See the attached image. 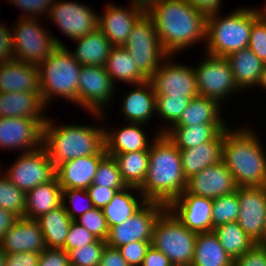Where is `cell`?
Masks as SVG:
<instances>
[{
    "label": "cell",
    "instance_id": "e0dca14e",
    "mask_svg": "<svg viewBox=\"0 0 266 266\" xmlns=\"http://www.w3.org/2000/svg\"><path fill=\"white\" fill-rule=\"evenodd\" d=\"M45 123L32 118H0V149L23 153L43 147Z\"/></svg>",
    "mask_w": 266,
    "mask_h": 266
},
{
    "label": "cell",
    "instance_id": "52a82bcc",
    "mask_svg": "<svg viewBox=\"0 0 266 266\" xmlns=\"http://www.w3.org/2000/svg\"><path fill=\"white\" fill-rule=\"evenodd\" d=\"M197 234L166 209L156 220L151 245L161 251L173 266H191Z\"/></svg>",
    "mask_w": 266,
    "mask_h": 266
},
{
    "label": "cell",
    "instance_id": "1f68e13d",
    "mask_svg": "<svg viewBox=\"0 0 266 266\" xmlns=\"http://www.w3.org/2000/svg\"><path fill=\"white\" fill-rule=\"evenodd\" d=\"M222 106L214 99L196 96L172 127H187L198 124H227L222 118Z\"/></svg>",
    "mask_w": 266,
    "mask_h": 266
},
{
    "label": "cell",
    "instance_id": "7402d4cb",
    "mask_svg": "<svg viewBox=\"0 0 266 266\" xmlns=\"http://www.w3.org/2000/svg\"><path fill=\"white\" fill-rule=\"evenodd\" d=\"M107 155L104 148L99 154L71 159L55 168L62 189H87L92 185L100 161Z\"/></svg>",
    "mask_w": 266,
    "mask_h": 266
},
{
    "label": "cell",
    "instance_id": "681fc988",
    "mask_svg": "<svg viewBox=\"0 0 266 266\" xmlns=\"http://www.w3.org/2000/svg\"><path fill=\"white\" fill-rule=\"evenodd\" d=\"M151 242L135 241L118 247L129 266H141Z\"/></svg>",
    "mask_w": 266,
    "mask_h": 266
},
{
    "label": "cell",
    "instance_id": "6125c7cd",
    "mask_svg": "<svg viewBox=\"0 0 266 266\" xmlns=\"http://www.w3.org/2000/svg\"><path fill=\"white\" fill-rule=\"evenodd\" d=\"M257 87H262L263 90L264 89L266 90V64H265V67L263 69V72H262V76H261L259 85Z\"/></svg>",
    "mask_w": 266,
    "mask_h": 266
},
{
    "label": "cell",
    "instance_id": "d6986e66",
    "mask_svg": "<svg viewBox=\"0 0 266 266\" xmlns=\"http://www.w3.org/2000/svg\"><path fill=\"white\" fill-rule=\"evenodd\" d=\"M237 187L232 173L221 161L188 178L183 193L214 199L237 191Z\"/></svg>",
    "mask_w": 266,
    "mask_h": 266
},
{
    "label": "cell",
    "instance_id": "d6a6232c",
    "mask_svg": "<svg viewBox=\"0 0 266 266\" xmlns=\"http://www.w3.org/2000/svg\"><path fill=\"white\" fill-rule=\"evenodd\" d=\"M233 264L234 260L225 252L213 230L197 234L191 266H233Z\"/></svg>",
    "mask_w": 266,
    "mask_h": 266
},
{
    "label": "cell",
    "instance_id": "f35d334b",
    "mask_svg": "<svg viewBox=\"0 0 266 266\" xmlns=\"http://www.w3.org/2000/svg\"><path fill=\"white\" fill-rule=\"evenodd\" d=\"M191 99L187 96H156V114L168 123L158 128L159 134L165 133L180 119Z\"/></svg>",
    "mask_w": 266,
    "mask_h": 266
},
{
    "label": "cell",
    "instance_id": "7a4b0ae2",
    "mask_svg": "<svg viewBox=\"0 0 266 266\" xmlns=\"http://www.w3.org/2000/svg\"><path fill=\"white\" fill-rule=\"evenodd\" d=\"M186 185L179 149L165 133L158 134L150 144L147 174L138 190L146 201L168 206Z\"/></svg>",
    "mask_w": 266,
    "mask_h": 266
},
{
    "label": "cell",
    "instance_id": "e7e4bbea",
    "mask_svg": "<svg viewBox=\"0 0 266 266\" xmlns=\"http://www.w3.org/2000/svg\"><path fill=\"white\" fill-rule=\"evenodd\" d=\"M261 15L266 19V3L264 4V7L261 9Z\"/></svg>",
    "mask_w": 266,
    "mask_h": 266
},
{
    "label": "cell",
    "instance_id": "c3c4849f",
    "mask_svg": "<svg viewBox=\"0 0 266 266\" xmlns=\"http://www.w3.org/2000/svg\"><path fill=\"white\" fill-rule=\"evenodd\" d=\"M97 240L98 238L92 233L72 220L65 240V251L69 253L72 249L96 242Z\"/></svg>",
    "mask_w": 266,
    "mask_h": 266
},
{
    "label": "cell",
    "instance_id": "83f0119b",
    "mask_svg": "<svg viewBox=\"0 0 266 266\" xmlns=\"http://www.w3.org/2000/svg\"><path fill=\"white\" fill-rule=\"evenodd\" d=\"M225 58L230 64L234 81L242 92L259 85L265 64L248 47Z\"/></svg>",
    "mask_w": 266,
    "mask_h": 266
},
{
    "label": "cell",
    "instance_id": "b9f144b4",
    "mask_svg": "<svg viewBox=\"0 0 266 266\" xmlns=\"http://www.w3.org/2000/svg\"><path fill=\"white\" fill-rule=\"evenodd\" d=\"M92 184L118 191L128 187L121 176L116 160L110 155H106L100 161Z\"/></svg>",
    "mask_w": 266,
    "mask_h": 266
},
{
    "label": "cell",
    "instance_id": "836d02e7",
    "mask_svg": "<svg viewBox=\"0 0 266 266\" xmlns=\"http://www.w3.org/2000/svg\"><path fill=\"white\" fill-rule=\"evenodd\" d=\"M114 85L116 81L129 84H140L148 79L138 70L133 58L123 46H113L104 66Z\"/></svg>",
    "mask_w": 266,
    "mask_h": 266
},
{
    "label": "cell",
    "instance_id": "4dcf8cb0",
    "mask_svg": "<svg viewBox=\"0 0 266 266\" xmlns=\"http://www.w3.org/2000/svg\"><path fill=\"white\" fill-rule=\"evenodd\" d=\"M134 193H133V192ZM137 192L136 195L135 193ZM147 201L138 188L128 186L113 196L112 200L102 209L108 227L116 226L138 211Z\"/></svg>",
    "mask_w": 266,
    "mask_h": 266
},
{
    "label": "cell",
    "instance_id": "9f6ffc18",
    "mask_svg": "<svg viewBox=\"0 0 266 266\" xmlns=\"http://www.w3.org/2000/svg\"><path fill=\"white\" fill-rule=\"evenodd\" d=\"M99 266H129L118 248L105 246Z\"/></svg>",
    "mask_w": 266,
    "mask_h": 266
},
{
    "label": "cell",
    "instance_id": "603a6c76",
    "mask_svg": "<svg viewBox=\"0 0 266 266\" xmlns=\"http://www.w3.org/2000/svg\"><path fill=\"white\" fill-rule=\"evenodd\" d=\"M0 92L41 93L38 66L16 59L0 64Z\"/></svg>",
    "mask_w": 266,
    "mask_h": 266
},
{
    "label": "cell",
    "instance_id": "7dc6e473",
    "mask_svg": "<svg viewBox=\"0 0 266 266\" xmlns=\"http://www.w3.org/2000/svg\"><path fill=\"white\" fill-rule=\"evenodd\" d=\"M20 10H23L19 18L36 19L39 15L47 18V14L56 0H7Z\"/></svg>",
    "mask_w": 266,
    "mask_h": 266
},
{
    "label": "cell",
    "instance_id": "6da1fadb",
    "mask_svg": "<svg viewBox=\"0 0 266 266\" xmlns=\"http://www.w3.org/2000/svg\"><path fill=\"white\" fill-rule=\"evenodd\" d=\"M146 13L152 18L160 44L168 55H177L195 43H206L207 16L186 0H162Z\"/></svg>",
    "mask_w": 266,
    "mask_h": 266
},
{
    "label": "cell",
    "instance_id": "d590c367",
    "mask_svg": "<svg viewBox=\"0 0 266 266\" xmlns=\"http://www.w3.org/2000/svg\"><path fill=\"white\" fill-rule=\"evenodd\" d=\"M42 230L46 248L65 250V240L72 220L63 205L36 219Z\"/></svg>",
    "mask_w": 266,
    "mask_h": 266
},
{
    "label": "cell",
    "instance_id": "ba28073f",
    "mask_svg": "<svg viewBox=\"0 0 266 266\" xmlns=\"http://www.w3.org/2000/svg\"><path fill=\"white\" fill-rule=\"evenodd\" d=\"M38 19L18 18L13 27L11 26L15 59L37 66L58 46H66L46 26L38 22Z\"/></svg>",
    "mask_w": 266,
    "mask_h": 266
},
{
    "label": "cell",
    "instance_id": "bcb514c9",
    "mask_svg": "<svg viewBox=\"0 0 266 266\" xmlns=\"http://www.w3.org/2000/svg\"><path fill=\"white\" fill-rule=\"evenodd\" d=\"M248 48L266 64V19L262 15L252 24Z\"/></svg>",
    "mask_w": 266,
    "mask_h": 266
},
{
    "label": "cell",
    "instance_id": "f907efd6",
    "mask_svg": "<svg viewBox=\"0 0 266 266\" xmlns=\"http://www.w3.org/2000/svg\"><path fill=\"white\" fill-rule=\"evenodd\" d=\"M233 266H266V243H256L234 260Z\"/></svg>",
    "mask_w": 266,
    "mask_h": 266
},
{
    "label": "cell",
    "instance_id": "94428289",
    "mask_svg": "<svg viewBox=\"0 0 266 266\" xmlns=\"http://www.w3.org/2000/svg\"><path fill=\"white\" fill-rule=\"evenodd\" d=\"M161 1L162 0H131V3L147 11L152 5Z\"/></svg>",
    "mask_w": 266,
    "mask_h": 266
},
{
    "label": "cell",
    "instance_id": "7c38bea8",
    "mask_svg": "<svg viewBox=\"0 0 266 266\" xmlns=\"http://www.w3.org/2000/svg\"><path fill=\"white\" fill-rule=\"evenodd\" d=\"M3 172L16 187L27 193L40 184L51 181L55 176V166L43 147L23 152Z\"/></svg>",
    "mask_w": 266,
    "mask_h": 266
},
{
    "label": "cell",
    "instance_id": "680465c9",
    "mask_svg": "<svg viewBox=\"0 0 266 266\" xmlns=\"http://www.w3.org/2000/svg\"><path fill=\"white\" fill-rule=\"evenodd\" d=\"M193 7L203 12L206 16L220 12L222 0H186Z\"/></svg>",
    "mask_w": 266,
    "mask_h": 266
},
{
    "label": "cell",
    "instance_id": "db71d44e",
    "mask_svg": "<svg viewBox=\"0 0 266 266\" xmlns=\"http://www.w3.org/2000/svg\"><path fill=\"white\" fill-rule=\"evenodd\" d=\"M15 60L11 28L4 23L0 25V64Z\"/></svg>",
    "mask_w": 266,
    "mask_h": 266
},
{
    "label": "cell",
    "instance_id": "3957f363",
    "mask_svg": "<svg viewBox=\"0 0 266 266\" xmlns=\"http://www.w3.org/2000/svg\"><path fill=\"white\" fill-rule=\"evenodd\" d=\"M245 126L224 130L222 161L238 187L266 186L264 145L255 131Z\"/></svg>",
    "mask_w": 266,
    "mask_h": 266
},
{
    "label": "cell",
    "instance_id": "e575fe53",
    "mask_svg": "<svg viewBox=\"0 0 266 266\" xmlns=\"http://www.w3.org/2000/svg\"><path fill=\"white\" fill-rule=\"evenodd\" d=\"M227 127L230 126L227 124H198L187 127H170L165 134L178 149H187L213 140Z\"/></svg>",
    "mask_w": 266,
    "mask_h": 266
},
{
    "label": "cell",
    "instance_id": "9c48e42d",
    "mask_svg": "<svg viewBox=\"0 0 266 266\" xmlns=\"http://www.w3.org/2000/svg\"><path fill=\"white\" fill-rule=\"evenodd\" d=\"M123 47L147 79L168 56L160 44L153 20L146 12L134 24Z\"/></svg>",
    "mask_w": 266,
    "mask_h": 266
},
{
    "label": "cell",
    "instance_id": "91938a15",
    "mask_svg": "<svg viewBox=\"0 0 266 266\" xmlns=\"http://www.w3.org/2000/svg\"><path fill=\"white\" fill-rule=\"evenodd\" d=\"M18 217L0 207V240L4 234L14 225Z\"/></svg>",
    "mask_w": 266,
    "mask_h": 266
},
{
    "label": "cell",
    "instance_id": "cb8c5ba5",
    "mask_svg": "<svg viewBox=\"0 0 266 266\" xmlns=\"http://www.w3.org/2000/svg\"><path fill=\"white\" fill-rule=\"evenodd\" d=\"M134 88L123 97L120 113L128 122L149 125L152 115L156 116V95L149 80L134 84Z\"/></svg>",
    "mask_w": 266,
    "mask_h": 266
},
{
    "label": "cell",
    "instance_id": "74e56055",
    "mask_svg": "<svg viewBox=\"0 0 266 266\" xmlns=\"http://www.w3.org/2000/svg\"><path fill=\"white\" fill-rule=\"evenodd\" d=\"M225 252L236 260L244 252L250 250L256 243L240 228L238 222H229L213 230Z\"/></svg>",
    "mask_w": 266,
    "mask_h": 266
},
{
    "label": "cell",
    "instance_id": "ab89813d",
    "mask_svg": "<svg viewBox=\"0 0 266 266\" xmlns=\"http://www.w3.org/2000/svg\"><path fill=\"white\" fill-rule=\"evenodd\" d=\"M0 166V207L18 218H24L26 208V193L10 182L9 178L1 172Z\"/></svg>",
    "mask_w": 266,
    "mask_h": 266
},
{
    "label": "cell",
    "instance_id": "30bf717a",
    "mask_svg": "<svg viewBox=\"0 0 266 266\" xmlns=\"http://www.w3.org/2000/svg\"><path fill=\"white\" fill-rule=\"evenodd\" d=\"M203 57L202 61L194 66L200 96L214 99L222 105L230 94L234 95L239 91L242 93L234 81L230 64L225 57L206 53Z\"/></svg>",
    "mask_w": 266,
    "mask_h": 266
},
{
    "label": "cell",
    "instance_id": "ee69618b",
    "mask_svg": "<svg viewBox=\"0 0 266 266\" xmlns=\"http://www.w3.org/2000/svg\"><path fill=\"white\" fill-rule=\"evenodd\" d=\"M106 241L98 239L96 242L85 244L69 252L70 266H99Z\"/></svg>",
    "mask_w": 266,
    "mask_h": 266
},
{
    "label": "cell",
    "instance_id": "8d00e7d4",
    "mask_svg": "<svg viewBox=\"0 0 266 266\" xmlns=\"http://www.w3.org/2000/svg\"><path fill=\"white\" fill-rule=\"evenodd\" d=\"M107 155L113 156L116 160L127 186L139 188L143 184L148 169L149 150Z\"/></svg>",
    "mask_w": 266,
    "mask_h": 266
},
{
    "label": "cell",
    "instance_id": "f5cc1de1",
    "mask_svg": "<svg viewBox=\"0 0 266 266\" xmlns=\"http://www.w3.org/2000/svg\"><path fill=\"white\" fill-rule=\"evenodd\" d=\"M87 192L92 200L93 206L103 209L117 193V189L102 187L99 185H90Z\"/></svg>",
    "mask_w": 266,
    "mask_h": 266
},
{
    "label": "cell",
    "instance_id": "4316f807",
    "mask_svg": "<svg viewBox=\"0 0 266 266\" xmlns=\"http://www.w3.org/2000/svg\"><path fill=\"white\" fill-rule=\"evenodd\" d=\"M223 139L224 131H221L211 141L199 144L193 148L179 149L186 179L222 161Z\"/></svg>",
    "mask_w": 266,
    "mask_h": 266
},
{
    "label": "cell",
    "instance_id": "f1b7e54d",
    "mask_svg": "<svg viewBox=\"0 0 266 266\" xmlns=\"http://www.w3.org/2000/svg\"><path fill=\"white\" fill-rule=\"evenodd\" d=\"M73 42L77 45L71 54L80 65L86 66L104 67L113 47L99 28Z\"/></svg>",
    "mask_w": 266,
    "mask_h": 266
},
{
    "label": "cell",
    "instance_id": "816d5d0a",
    "mask_svg": "<svg viewBox=\"0 0 266 266\" xmlns=\"http://www.w3.org/2000/svg\"><path fill=\"white\" fill-rule=\"evenodd\" d=\"M38 266H70L69 253L64 249L46 248L39 255Z\"/></svg>",
    "mask_w": 266,
    "mask_h": 266
},
{
    "label": "cell",
    "instance_id": "4fadbf2b",
    "mask_svg": "<svg viewBox=\"0 0 266 266\" xmlns=\"http://www.w3.org/2000/svg\"><path fill=\"white\" fill-rule=\"evenodd\" d=\"M89 5L71 0H56L50 8L47 19L72 40L82 38L99 28V14Z\"/></svg>",
    "mask_w": 266,
    "mask_h": 266
},
{
    "label": "cell",
    "instance_id": "5b68a950",
    "mask_svg": "<svg viewBox=\"0 0 266 266\" xmlns=\"http://www.w3.org/2000/svg\"><path fill=\"white\" fill-rule=\"evenodd\" d=\"M207 15L205 53L227 57L248 47L252 24L261 16V9L239 7L227 15Z\"/></svg>",
    "mask_w": 266,
    "mask_h": 266
},
{
    "label": "cell",
    "instance_id": "44dd1931",
    "mask_svg": "<svg viewBox=\"0 0 266 266\" xmlns=\"http://www.w3.org/2000/svg\"><path fill=\"white\" fill-rule=\"evenodd\" d=\"M0 245L5 254L16 252L41 253L46 249L44 236L37 220L18 218L4 234Z\"/></svg>",
    "mask_w": 266,
    "mask_h": 266
},
{
    "label": "cell",
    "instance_id": "11a10c76",
    "mask_svg": "<svg viewBox=\"0 0 266 266\" xmlns=\"http://www.w3.org/2000/svg\"><path fill=\"white\" fill-rule=\"evenodd\" d=\"M39 253L16 252L5 254L4 266H38Z\"/></svg>",
    "mask_w": 266,
    "mask_h": 266
},
{
    "label": "cell",
    "instance_id": "484cf974",
    "mask_svg": "<svg viewBox=\"0 0 266 266\" xmlns=\"http://www.w3.org/2000/svg\"><path fill=\"white\" fill-rule=\"evenodd\" d=\"M41 93L0 92V118L20 117L47 121Z\"/></svg>",
    "mask_w": 266,
    "mask_h": 266
},
{
    "label": "cell",
    "instance_id": "8fae6325",
    "mask_svg": "<svg viewBox=\"0 0 266 266\" xmlns=\"http://www.w3.org/2000/svg\"><path fill=\"white\" fill-rule=\"evenodd\" d=\"M115 87L117 86L105 67L82 65L78 80V106L91 113L97 120L104 119V107L112 103L117 89Z\"/></svg>",
    "mask_w": 266,
    "mask_h": 266
},
{
    "label": "cell",
    "instance_id": "2e32d148",
    "mask_svg": "<svg viewBox=\"0 0 266 266\" xmlns=\"http://www.w3.org/2000/svg\"><path fill=\"white\" fill-rule=\"evenodd\" d=\"M238 225L255 243H266V186L237 187Z\"/></svg>",
    "mask_w": 266,
    "mask_h": 266
},
{
    "label": "cell",
    "instance_id": "277c9868",
    "mask_svg": "<svg viewBox=\"0 0 266 266\" xmlns=\"http://www.w3.org/2000/svg\"><path fill=\"white\" fill-rule=\"evenodd\" d=\"M99 125L44 124L43 146L55 168L68 160L99 154L105 148V128Z\"/></svg>",
    "mask_w": 266,
    "mask_h": 266
},
{
    "label": "cell",
    "instance_id": "8992f818",
    "mask_svg": "<svg viewBox=\"0 0 266 266\" xmlns=\"http://www.w3.org/2000/svg\"><path fill=\"white\" fill-rule=\"evenodd\" d=\"M81 67L67 46H58L38 65L41 97L46 107L56 96L78 105Z\"/></svg>",
    "mask_w": 266,
    "mask_h": 266
},
{
    "label": "cell",
    "instance_id": "6f0895ef",
    "mask_svg": "<svg viewBox=\"0 0 266 266\" xmlns=\"http://www.w3.org/2000/svg\"><path fill=\"white\" fill-rule=\"evenodd\" d=\"M141 266H173L169 259L152 245L148 248Z\"/></svg>",
    "mask_w": 266,
    "mask_h": 266
},
{
    "label": "cell",
    "instance_id": "60d3db41",
    "mask_svg": "<svg viewBox=\"0 0 266 266\" xmlns=\"http://www.w3.org/2000/svg\"><path fill=\"white\" fill-rule=\"evenodd\" d=\"M239 216V200L237 191L213 199L212 230L219 225L235 222Z\"/></svg>",
    "mask_w": 266,
    "mask_h": 266
},
{
    "label": "cell",
    "instance_id": "5bb4252c",
    "mask_svg": "<svg viewBox=\"0 0 266 266\" xmlns=\"http://www.w3.org/2000/svg\"><path fill=\"white\" fill-rule=\"evenodd\" d=\"M166 209L162 203L147 201L126 221L109 228L106 244L118 248L135 241L151 242L156 220Z\"/></svg>",
    "mask_w": 266,
    "mask_h": 266
},
{
    "label": "cell",
    "instance_id": "ffe728a7",
    "mask_svg": "<svg viewBox=\"0 0 266 266\" xmlns=\"http://www.w3.org/2000/svg\"><path fill=\"white\" fill-rule=\"evenodd\" d=\"M104 8V13L99 15V29L113 46H123L134 24L146 11L134 4L124 8L109 3Z\"/></svg>",
    "mask_w": 266,
    "mask_h": 266
},
{
    "label": "cell",
    "instance_id": "f6af8a7d",
    "mask_svg": "<svg viewBox=\"0 0 266 266\" xmlns=\"http://www.w3.org/2000/svg\"><path fill=\"white\" fill-rule=\"evenodd\" d=\"M74 221L87 229L96 238L106 241L109 233V227L101 208L94 207Z\"/></svg>",
    "mask_w": 266,
    "mask_h": 266
},
{
    "label": "cell",
    "instance_id": "f546056e",
    "mask_svg": "<svg viewBox=\"0 0 266 266\" xmlns=\"http://www.w3.org/2000/svg\"><path fill=\"white\" fill-rule=\"evenodd\" d=\"M62 205V188L56 176L26 193L24 218L38 219Z\"/></svg>",
    "mask_w": 266,
    "mask_h": 266
},
{
    "label": "cell",
    "instance_id": "7bdbcfd3",
    "mask_svg": "<svg viewBox=\"0 0 266 266\" xmlns=\"http://www.w3.org/2000/svg\"><path fill=\"white\" fill-rule=\"evenodd\" d=\"M81 202L83 203L81 204ZM62 205L71 220L77 219L94 208L87 190L77 188L62 189Z\"/></svg>",
    "mask_w": 266,
    "mask_h": 266
},
{
    "label": "cell",
    "instance_id": "ac0fdd59",
    "mask_svg": "<svg viewBox=\"0 0 266 266\" xmlns=\"http://www.w3.org/2000/svg\"><path fill=\"white\" fill-rule=\"evenodd\" d=\"M213 199L182 193L167 209L184 226L194 232L212 231Z\"/></svg>",
    "mask_w": 266,
    "mask_h": 266
},
{
    "label": "cell",
    "instance_id": "d4e9b609",
    "mask_svg": "<svg viewBox=\"0 0 266 266\" xmlns=\"http://www.w3.org/2000/svg\"><path fill=\"white\" fill-rule=\"evenodd\" d=\"M144 125L146 124L129 122L128 125L126 124V126L117 130L114 128L113 130H110L111 128L108 130L105 126L106 153L122 154L139 150H149L150 144L159 133L155 132L151 139L148 138L143 130Z\"/></svg>",
    "mask_w": 266,
    "mask_h": 266
},
{
    "label": "cell",
    "instance_id": "be15d7a7",
    "mask_svg": "<svg viewBox=\"0 0 266 266\" xmlns=\"http://www.w3.org/2000/svg\"><path fill=\"white\" fill-rule=\"evenodd\" d=\"M5 264V252L2 250L0 245V266H4Z\"/></svg>",
    "mask_w": 266,
    "mask_h": 266
},
{
    "label": "cell",
    "instance_id": "9a60e30c",
    "mask_svg": "<svg viewBox=\"0 0 266 266\" xmlns=\"http://www.w3.org/2000/svg\"><path fill=\"white\" fill-rule=\"evenodd\" d=\"M174 55H168L156 72L148 79L156 96H199L194 67L173 62ZM173 60V61H172Z\"/></svg>",
    "mask_w": 266,
    "mask_h": 266
}]
</instances>
